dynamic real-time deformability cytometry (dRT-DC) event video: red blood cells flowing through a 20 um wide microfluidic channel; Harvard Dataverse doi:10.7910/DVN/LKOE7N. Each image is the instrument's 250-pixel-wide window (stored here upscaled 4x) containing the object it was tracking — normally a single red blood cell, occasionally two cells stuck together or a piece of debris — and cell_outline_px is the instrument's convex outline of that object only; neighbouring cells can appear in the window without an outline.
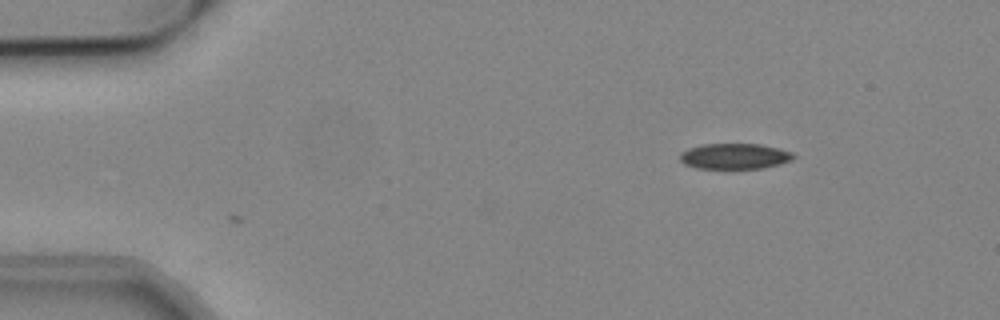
{"species": "common noctule bat (a hibernating species)", "species_latin": "Nyctalus noctula", "temperature_condition": "cold", "stored_images_in_passage": 41, "camera_frame_rate_fps": 3000, "um_per_image_px": 0.085, "animal": {"sex": "male", "body_mass_g": 19.2, "forearm_length_mm": 51.8}, "frame": {"image": 1, "passage_image": 1, "time_ms": 0.0, "image_size_px": [1000, 320], "cell_outline_px": [[796, 156], [792, 160], [780, 164], [764, 168], [696, 168], [684, 164], [680, 160], [680, 152], [688, 148], [700, 144], [760, 144], [780, 148], [792, 152]], "centroid_in_image_um": [62.45, 13.27], "position_along_channel_um": 22.6, "area_um2": 17.11}}
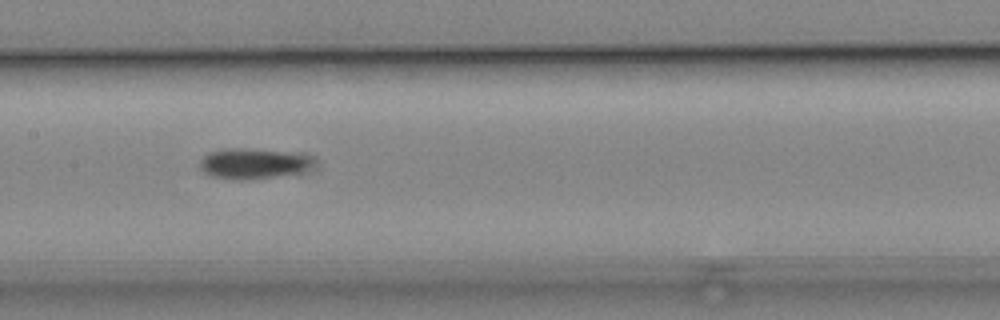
{"frame": {"image": 2, "passage_image": 20, "time_ms": 6.333, "image_size_px": [1000, 320], "cell_outline_px": [[312, 164], [308, 168], [300, 172], [276, 176], [248, 180], [236, 180], [212, 176], [204, 172], [200, 168], [200, 160], [208, 152], [224, 148], [244, 148], [284, 152], [304, 156], [312, 160]], "centroid_in_image_um": [21.41, 13.91], "position_along_channel_um": 186.0, "area_um2": 19.77}}
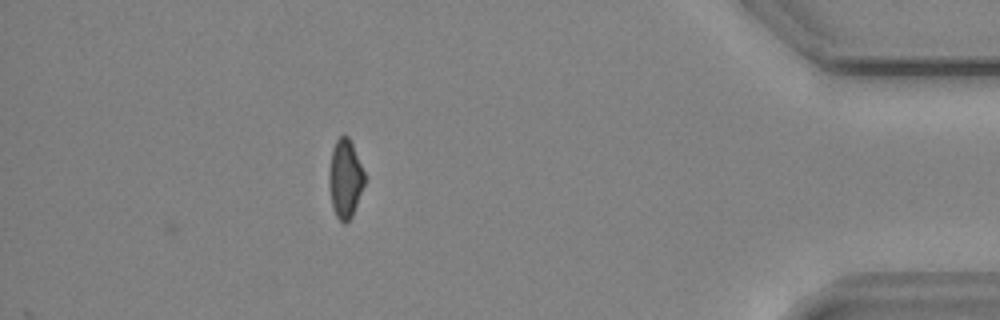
{"frame": {"image": 3, "passage_image": 41, "time_ms": 13.333, "image_size_px": [1000, 320], "cell_outline_px": [[364, 184], [352, 216], [344, 224], [336, 216], [332, 208], [328, 184], [328, 172], [332, 148], [336, 140], [344, 132], [348, 136], [352, 144], [364, 172]], "centroid_in_image_um": [29.3, 15.16], "position_along_channel_um": 405.9, "area_um2": 16.3}, "authors_computed_cell_mechanics": {"area_um2": 18.1492, "velocity_mm_per_s": 3.8475, "shape_relaxation_time_tau1_ms": 8.2274, "shape_relaxation_time_tau2_ms": null, "deformation_change_tau1": 0.1465, "deformation_change_tau2": null}}